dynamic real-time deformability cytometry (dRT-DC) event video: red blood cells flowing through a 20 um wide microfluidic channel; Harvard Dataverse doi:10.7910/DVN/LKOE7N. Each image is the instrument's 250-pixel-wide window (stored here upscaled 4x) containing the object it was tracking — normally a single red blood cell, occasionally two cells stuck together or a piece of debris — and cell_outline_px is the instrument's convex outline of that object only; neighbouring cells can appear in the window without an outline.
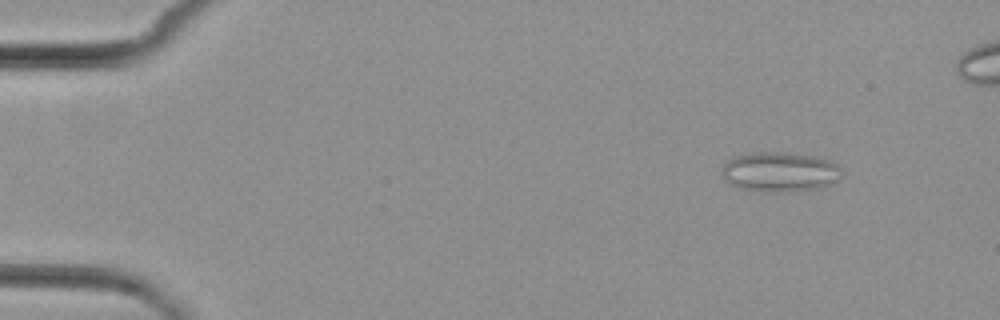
{"species": "common noctule bat (a hibernating species)", "species_latin": "Nyctalus noctula", "temperature_condition": "cold", "stored_images_in_passage": 5, "camera_frame_rate_fps": 3000, "um_per_image_px": 0.085, "animal": {"sex": "female", "body_mass_g": 29.2, "forearm_length_mm": 56.3}, "frame": {"image": 1, "passage_image": 1, "time_ms": 0.0, "image_size_px": [1000, 320], "cell_outline_px": [[840, 176], [832, 184], [820, 188], [744, 188], [732, 184], [724, 180], [724, 164], [728, 160], [736, 156], [756, 152], [784, 152], [816, 156], [832, 160], [840, 168]], "centroid_in_image_um": [66.34, 14.52], "position_along_channel_um": 18.7, "area_um2": 26.24}}